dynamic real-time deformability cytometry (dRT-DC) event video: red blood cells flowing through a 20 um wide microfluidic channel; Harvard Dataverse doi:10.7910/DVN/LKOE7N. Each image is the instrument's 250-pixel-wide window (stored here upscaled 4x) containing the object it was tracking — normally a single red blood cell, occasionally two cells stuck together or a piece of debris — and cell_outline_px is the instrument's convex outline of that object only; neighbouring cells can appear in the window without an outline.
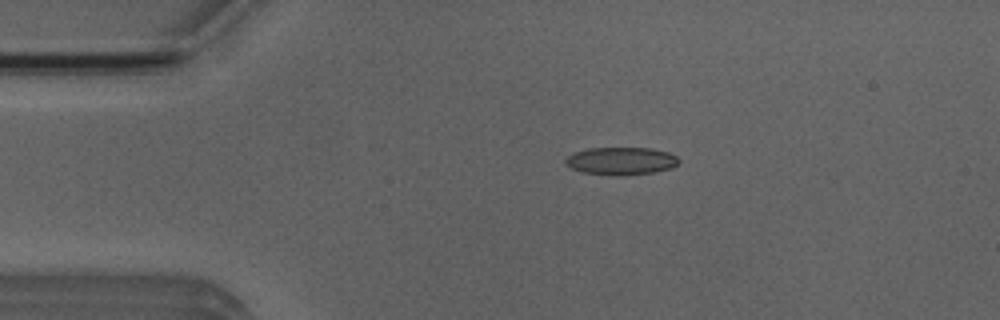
{"species": "Egyptian fruit bat (a non-hibernating species)", "species_latin": "Rousettus aegyptiacus", "temperature_condition": "room temperature", "stored_images_in_passage": 3, "camera_frame_rate_fps": 3000, "um_per_image_px": 0.085, "animal": {"sex": "male"}, "frame": {"image": 1, "passage_image": 2, "time_ms": 2.0, "image_size_px": [1000, 320], "cell_outline_px": [[680, 160], [672, 168], [652, 172], [620, 176], [584, 172], [572, 168], [564, 160], [572, 152], [588, 148], [652, 148], [668, 152], [676, 156]], "centroid_in_image_um": [52.8, 13.67], "position_along_channel_um": 32.2, "area_um2": 18.15}}